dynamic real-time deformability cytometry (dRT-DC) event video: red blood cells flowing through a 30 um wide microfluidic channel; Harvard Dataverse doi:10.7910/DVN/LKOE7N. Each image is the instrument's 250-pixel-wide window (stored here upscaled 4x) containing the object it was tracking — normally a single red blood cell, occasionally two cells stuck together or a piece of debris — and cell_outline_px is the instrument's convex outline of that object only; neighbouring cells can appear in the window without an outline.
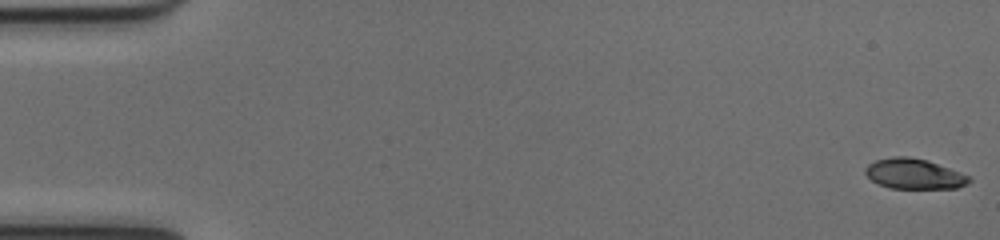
{"species": "common noctule bat (a hibernating species)", "species_latin": "Nyctalus noctula", "temperature_condition": "cold", "stored_images_in_passage": 52, "camera_frame_rate_fps": 3000, "um_per_image_px": 0.085, "animal": {"sex": "female", "body_mass_g": 17.0, "forearm_length_mm": 48.0}, "frame": {"image": 1, "passage_image": 1, "time_ms": 0.0, "image_size_px": [1000, 240], "cell_outline_px": [[972, 180], [968, 184], [956, 188], [888, 188], [872, 180], [864, 172], [864, 168], [868, 164], [876, 160], [892, 156], [908, 156], [928, 160], [972, 176]], "centroid_in_image_um": [77.73, 14.77], "position_along_channel_um": 7.3, "area_um2": 18.5}}
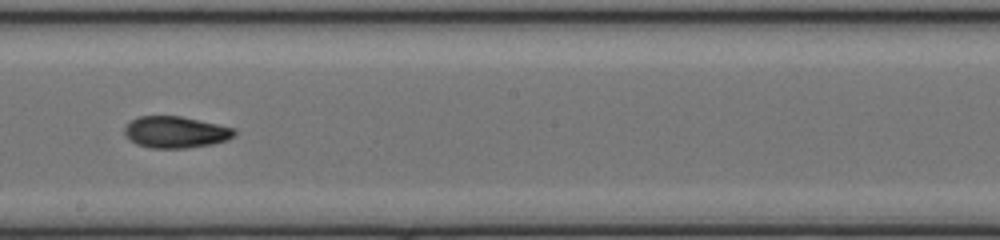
{"frame": {"image": 2, "passage_image": 30, "time_ms": 9.667, "image_size_px": [1000, 240], "cell_outline_px": [[236, 132], [228, 140], [212, 144], [184, 148], [152, 148], [136, 144], [124, 136], [124, 124], [140, 116], [180, 116], [236, 128]], "centroid_in_image_um": [14.89, 11.23], "position_along_channel_um": 233.3, "area_um2": 20.29}}
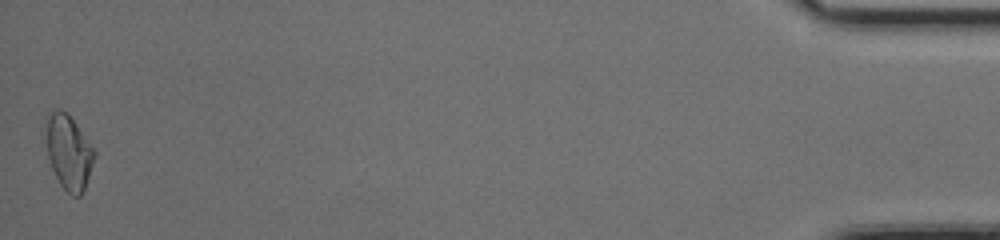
{"frame": {"image": 3, "passage_image": 52, "time_ms": 17.0, "image_size_px": [1000, 240], "cell_outline_px": [[96, 156], [84, 188], [80, 196], [72, 196], [60, 184], [52, 168], [48, 156], [48, 116], [56, 108], [60, 108], [76, 124], [96, 152]], "centroid_in_image_um": [5.88, 12.97], "position_along_channel_um": 429.3, "area_um2": 20.17}, "authors_computed_cell_mechanics": {"area_um2": 19.9121, "velocity_mm_per_s": 4.0043, "shape_relaxation_time_tau1_ms": null, "shape_relaxation_time_tau2_ms": 3.2725, "deformation_change_tau1": null, "deformation_change_tau2": 0.0779}}